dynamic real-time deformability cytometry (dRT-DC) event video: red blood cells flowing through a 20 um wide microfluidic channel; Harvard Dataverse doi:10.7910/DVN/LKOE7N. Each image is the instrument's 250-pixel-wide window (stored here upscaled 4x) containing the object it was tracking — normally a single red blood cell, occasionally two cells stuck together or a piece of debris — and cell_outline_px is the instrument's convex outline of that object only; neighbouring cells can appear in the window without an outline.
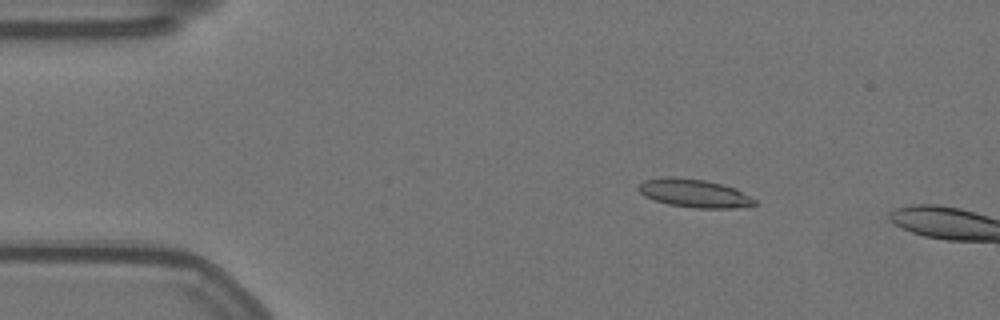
{"species": "Egyptian fruit bat (a non-hibernating species)", "species_latin": "Rousettus aegyptiacus", "temperature_condition": "warm", "stored_images_in_passage": 13, "camera_frame_rate_fps": 3000, "um_per_image_px": 0.085, "animal": {"sex": "female"}, "frame": {"image": 1, "passage_image": 6, "time_ms": 1.667, "image_size_px": [1000, 320], "cell_outline_px": [[756, 204], [736, 208], [696, 208], [668, 204], [644, 196], [636, 188], [644, 180], [664, 176], [672, 176], [704, 180], [724, 184], [736, 188], [756, 200]], "centroid_in_image_um": [59.0, 16.41], "position_along_channel_um": 26.0, "area_um2": 19.19}}